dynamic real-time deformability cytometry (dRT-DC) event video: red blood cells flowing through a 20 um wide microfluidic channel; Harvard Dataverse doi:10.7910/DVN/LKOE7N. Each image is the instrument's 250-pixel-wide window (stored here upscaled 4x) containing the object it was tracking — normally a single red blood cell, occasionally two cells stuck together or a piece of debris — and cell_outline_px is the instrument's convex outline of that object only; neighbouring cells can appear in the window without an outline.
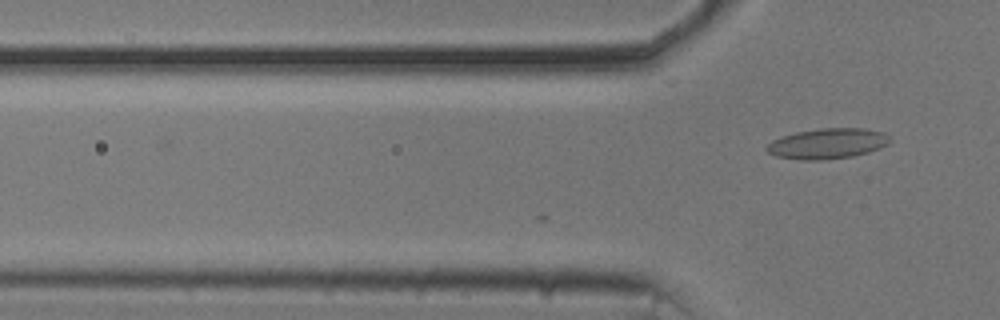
{"species": "common noctule bat (a hibernating species)", "species_latin": "Nyctalus noctula", "temperature_condition": "cold", "stored_images_in_passage": 16, "camera_frame_rate_fps": 3000, "um_per_image_px": 0.085, "animal": {"sex": "male", "body_mass_g": 20.5, "forearm_length_mm": 52.5}, "frame": {"image": 1, "passage_image": 16, "time_ms": 5.0, "image_size_px": [1000, 320], "cell_outline_px": [[892, 140], [888, 144], [880, 148], [868, 152], [852, 156], [824, 160], [800, 160], [776, 156], [768, 152], [764, 148], [772, 140], [796, 132], [820, 128], [864, 128], [884, 132]], "centroid_in_image_um": [70.35, 12.2], "position_along_channel_um": 55.5, "area_um2": 21.91}}